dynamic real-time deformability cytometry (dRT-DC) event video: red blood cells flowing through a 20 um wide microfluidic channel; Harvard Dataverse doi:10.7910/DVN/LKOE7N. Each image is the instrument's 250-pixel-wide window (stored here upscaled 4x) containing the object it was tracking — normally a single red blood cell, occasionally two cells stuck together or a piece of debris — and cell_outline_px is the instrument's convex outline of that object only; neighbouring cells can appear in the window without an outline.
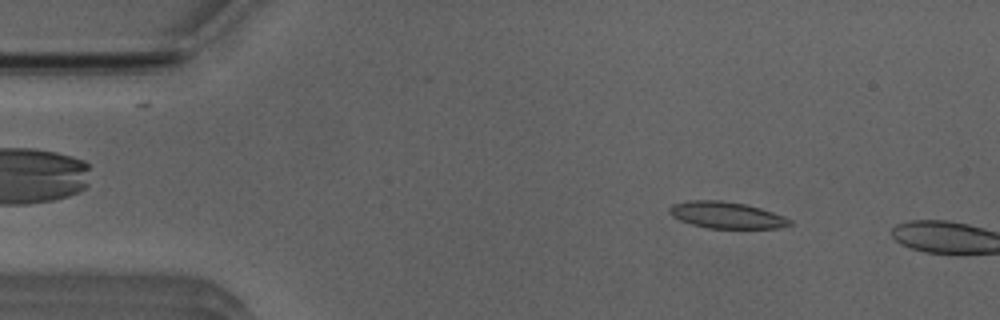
{"species": "Egyptian fruit bat (a non-hibernating species)", "species_latin": "Rousettus aegyptiacus", "temperature_condition": "room temperature", "stored_images_in_passage": 9, "camera_frame_rate_fps": 3000, "um_per_image_px": 0.085, "animal": {"sex": "male"}, "frame": {"image": 1, "passage_image": 2, "time_ms": 0.333, "image_size_px": [1000, 320], "cell_outline_px": [[792, 224], [780, 228], [708, 228], [692, 224], [680, 220], [672, 216], [668, 212], [668, 208], [672, 204], [692, 200], [720, 200], [744, 204], [760, 208], [784, 216], [792, 220]], "centroid_in_image_um": [61.74, 18.28], "position_along_channel_um": 23.3, "area_um2": 18.55}}